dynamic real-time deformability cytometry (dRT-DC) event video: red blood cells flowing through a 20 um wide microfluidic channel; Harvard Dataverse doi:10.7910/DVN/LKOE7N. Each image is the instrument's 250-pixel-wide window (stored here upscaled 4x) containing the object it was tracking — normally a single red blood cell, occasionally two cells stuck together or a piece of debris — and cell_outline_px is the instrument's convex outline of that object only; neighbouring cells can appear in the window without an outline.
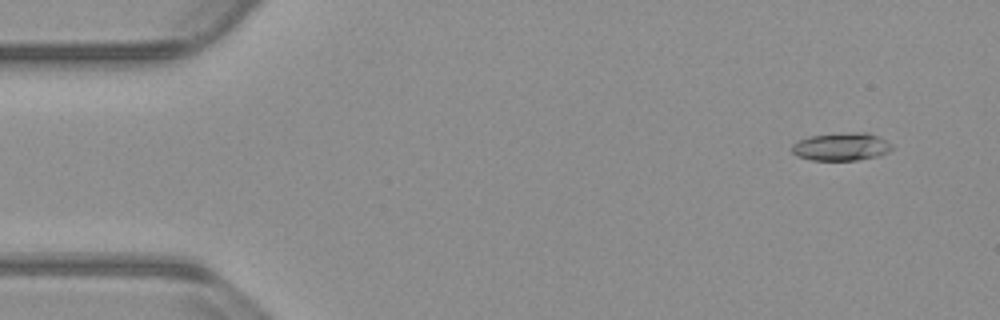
{"species": "common noctule bat (a hibernating species)", "species_latin": "Nyctalus noctula", "temperature_condition": "warm", "stored_images_in_passage": 54, "camera_frame_rate_fps": 3000, "um_per_image_px": 0.085, "animal": {"sex": "male", "body_mass_g": 23.1, "forearm_length_mm": 52.7}, "frame": {"image": 1, "passage_image": 4, "time_ms": 1.0, "image_size_px": [1000, 320], "cell_outline_px": [[892, 148], [888, 152], [880, 156], [856, 160], [812, 160], [796, 156], [792, 152], [792, 144], [808, 136], [852, 132], [868, 132], [880, 136], [892, 144]], "centroid_in_image_um": [71.54, 12.46], "position_along_channel_um": 13.5, "area_um2": 16.42}}
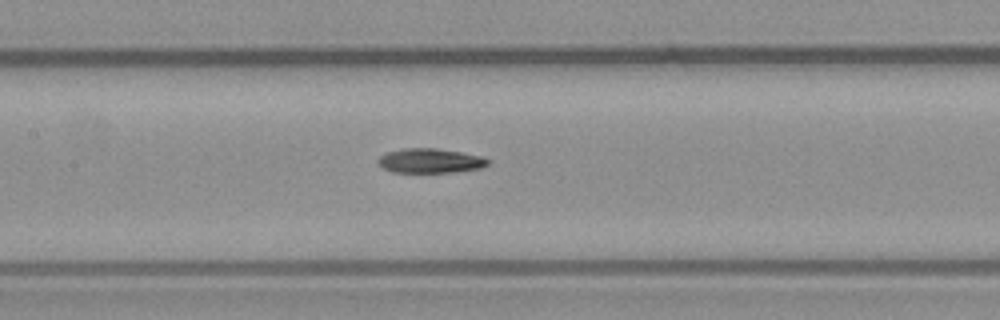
{"frame": {"image": 2, "passage_image": 25, "time_ms": 8.0, "image_size_px": [1000, 320], "cell_outline_px": [[492, 160], [488, 164], [480, 168], [452, 172], [392, 172], [384, 168], [376, 160], [380, 156], [388, 152], [404, 148], [436, 148], [460, 152], [480, 156]], "centroid_in_image_um": [36.57, 13.66], "position_along_channel_um": 170.8, "area_um2": 15.55}}
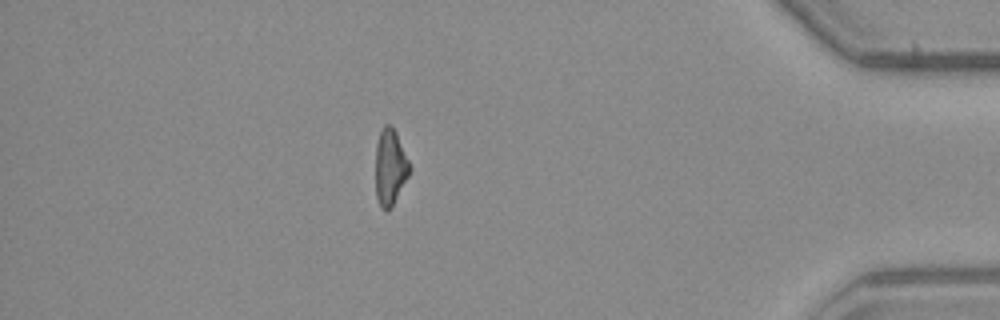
{"frame": {"image": 3, "passage_image": 47, "time_ms": 15.333, "image_size_px": [1000, 320], "cell_outline_px": [[412, 168], [392, 208], [388, 212], [384, 212], [380, 208], [376, 196], [376, 144], [380, 132], [384, 124], [388, 124], [396, 132]], "centroid_in_image_um": [33.16, 14.27], "position_along_channel_um": 402.0, "area_um2": 15.26}, "authors_computed_cell_mechanics": {"area_um2": 15.895, "velocity_mm_per_s": 3.8182, "shape_relaxation_time_tau1_ms": null, "shape_relaxation_time_tau2_ms": 11.2117, "deformation_change_tau1": null, "deformation_change_tau2": 0.2223}}